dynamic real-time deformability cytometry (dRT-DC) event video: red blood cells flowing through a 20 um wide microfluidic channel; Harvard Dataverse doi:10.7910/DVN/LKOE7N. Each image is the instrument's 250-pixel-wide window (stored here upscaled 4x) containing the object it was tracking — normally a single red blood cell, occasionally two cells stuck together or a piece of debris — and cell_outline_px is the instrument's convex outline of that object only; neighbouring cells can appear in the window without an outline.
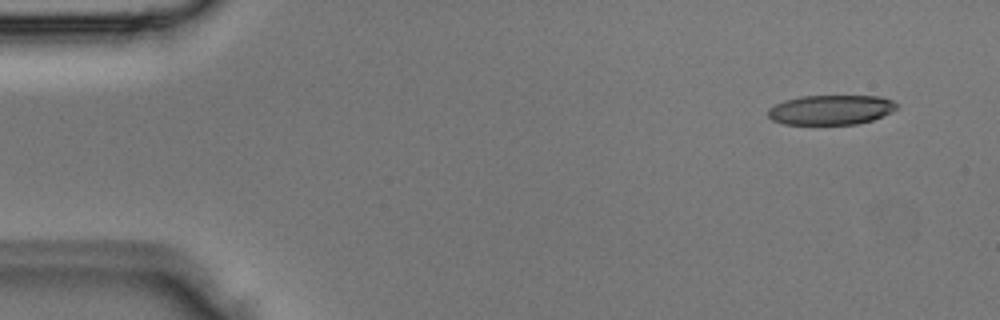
{"species": "Egyptian fruit bat (a non-hibernating species)", "species_latin": "Rousettus aegyptiacus", "temperature_condition": "room temperature", "stored_images_in_passage": 4, "segment_of_instrument_passage": [1, 2], "camera_frame_rate_fps": 3000, "um_per_image_px": 0.085, "animal": {"sex": "male"}, "frame": {"image": 1, "passage_image": 1, "time_ms": 0.0, "image_size_px": [1000, 320], "cell_outline_px": [[900, 108], [892, 112], [872, 120], [856, 124], [784, 124], [772, 120], [768, 116], [768, 108], [784, 100], [800, 96], [880, 96], [892, 100]], "centroid_in_image_um": [70.63, 9.33], "position_along_channel_um": 14.4, "area_um2": 22.37}}
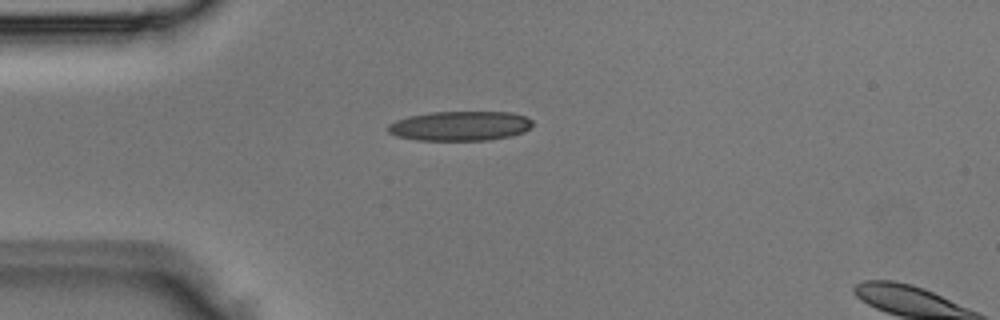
{"frame": {"image": 2, "passage_image": 3, "time_ms": 0.667, "image_size_px": [1000, 320], "cell_outline_px": [[532, 124], [524, 132], [512, 136], [488, 140], [416, 140], [396, 136], [388, 132], [388, 124], [396, 120], [408, 116], [432, 112], [512, 112], [524, 116], [532, 120]], "centroid_in_image_um": [39.09, 10.7], "position_along_channel_um": 45.9, "area_um2": 24.97}}